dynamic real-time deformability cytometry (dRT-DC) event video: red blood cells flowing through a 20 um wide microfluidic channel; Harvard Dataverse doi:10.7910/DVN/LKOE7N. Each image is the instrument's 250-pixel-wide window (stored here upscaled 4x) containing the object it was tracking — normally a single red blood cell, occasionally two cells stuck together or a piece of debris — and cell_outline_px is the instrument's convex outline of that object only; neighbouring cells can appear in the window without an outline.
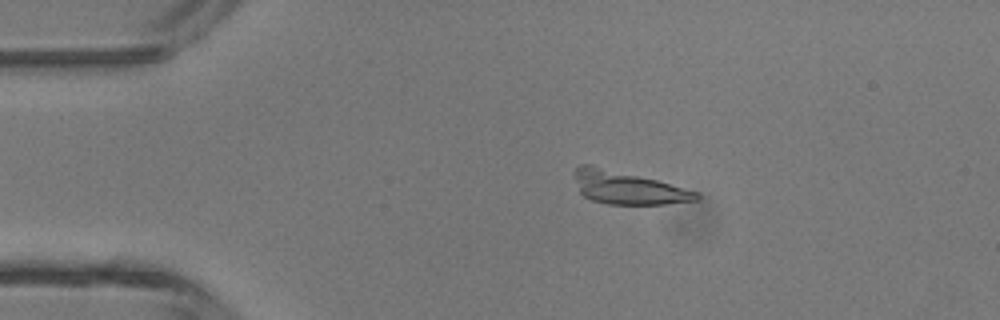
{"species": "common noctule bat (a hibernating species)", "species_latin": "Nyctalus noctula", "temperature_condition": "room temperature", "stored_images_in_passage": 2, "camera_frame_rate_fps": 3000, "um_per_image_px": 0.085, "animal": {"sex": "male", "body_mass_g": 13.3}, "frame": {"image": 1, "passage_image": 1, "time_ms": 0.0, "image_size_px": [1000, 320], "cell_outline_px": [[700, 196], [696, 200], [664, 204], [608, 204], [592, 200], [584, 196], [580, 192], [572, 172], [580, 164], [592, 164], [656, 180], [696, 192]], "centroid_in_image_um": [53.26, 15.94], "position_along_channel_um": 31.7, "area_um2": 23.06}}